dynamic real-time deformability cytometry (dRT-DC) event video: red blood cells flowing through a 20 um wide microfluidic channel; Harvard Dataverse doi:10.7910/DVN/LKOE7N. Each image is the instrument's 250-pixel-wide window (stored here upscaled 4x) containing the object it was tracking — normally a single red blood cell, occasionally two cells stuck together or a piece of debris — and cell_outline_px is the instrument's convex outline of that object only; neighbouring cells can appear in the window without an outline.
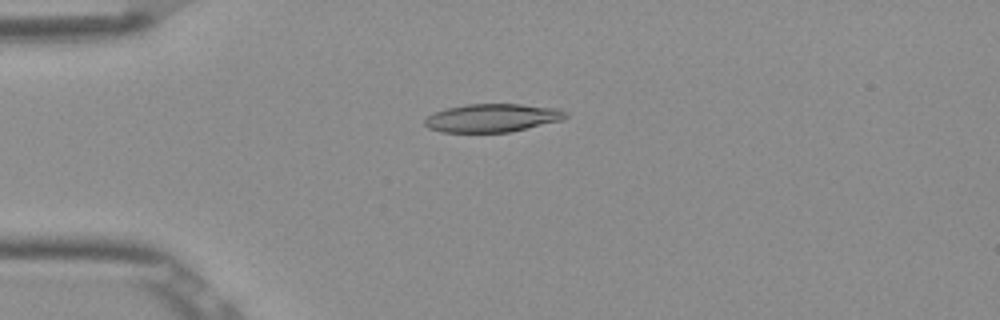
{"species": "Egyptian fruit bat (a non-hibernating species)", "species_latin": "Rousettus aegyptiacus", "temperature_condition": "room temperature", "stored_images_in_passage": 6, "camera_frame_rate_fps": 3000, "um_per_image_px": 0.085, "frame": {"image": 1, "passage_image": 3, "time_ms": 0.667, "image_size_px": [1000, 320], "cell_outline_px": [[568, 116], [564, 120], [508, 132], [440, 132], [428, 128], [424, 124], [424, 120], [428, 116], [436, 112], [448, 108], [468, 104], [520, 104], [560, 108], [568, 112]], "centroid_in_image_um": [41.9, 10.02], "position_along_channel_um": 43.1, "area_um2": 23.24}}
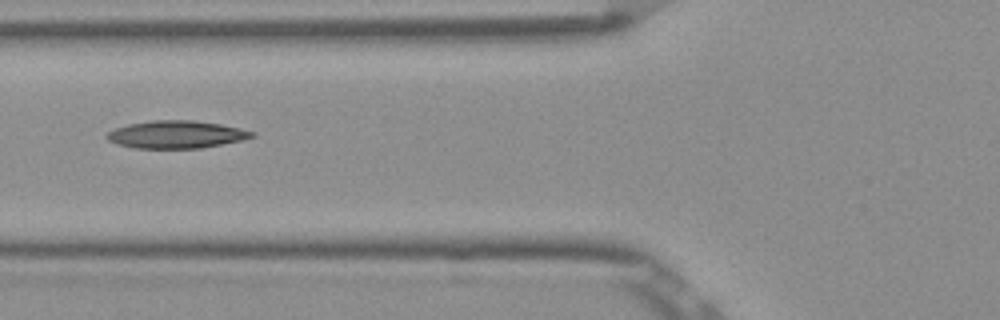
{"frame": {"image": 2, "passage_image": 5, "time_ms": 1.333, "image_size_px": [1000, 320], "cell_outline_px": [[256, 136], [240, 140], [200, 148], [132, 148], [116, 144], [108, 140], [104, 136], [108, 132], [116, 128], [128, 124], [152, 120], [196, 120], [220, 124], [240, 128], [256, 132]], "centroid_in_image_um": [14.96, 11.42], "position_along_channel_um": 110.8, "area_um2": 23.35}}
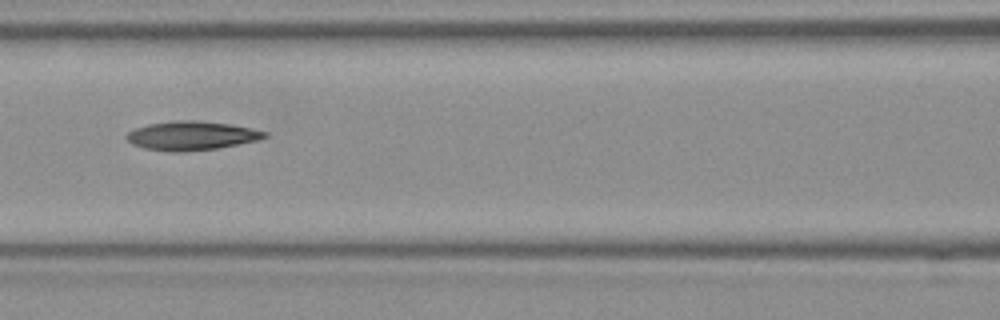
{"frame": {"image": 3, "passage_image": 6, "time_ms": 1.667, "image_size_px": [1000, 320], "cell_outline_px": [[268, 136], [260, 140], [216, 148], [184, 152], [168, 152], [144, 148], [132, 144], [124, 136], [128, 132], [136, 128], [148, 124], [180, 120], [196, 120], [232, 124], [252, 128], [268, 132]], "centroid_in_image_um": [16.3, 11.53], "position_along_channel_um": 150.3, "area_um2": 23.41}}